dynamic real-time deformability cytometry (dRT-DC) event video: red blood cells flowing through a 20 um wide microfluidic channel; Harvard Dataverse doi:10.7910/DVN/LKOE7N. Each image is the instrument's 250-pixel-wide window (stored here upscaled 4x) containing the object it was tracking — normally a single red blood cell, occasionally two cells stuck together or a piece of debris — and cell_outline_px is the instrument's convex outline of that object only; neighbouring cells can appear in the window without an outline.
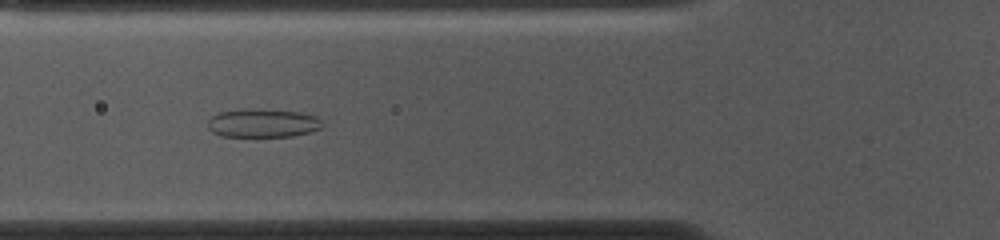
{"species": "common noctule bat (a hibernating species)", "species_latin": "Nyctalus noctula", "temperature_condition": "cold", "stored_images_in_passage": 53, "camera_frame_rate_fps": 3000, "um_per_image_px": 0.085, "animal": {"sex": "female", "body_mass_g": 10.0, "forearm_length_mm": 53.1}, "frame": {"image": 1, "passage_image": 18, "time_ms": 5.667, "image_size_px": [1000, 240], "cell_outline_px": [[324, 124], [320, 128], [308, 132], [292, 136], [220, 136], [212, 132], [208, 128], [208, 120], [212, 116], [220, 112], [300, 112], [316, 116]], "centroid_in_image_um": [22.35, 10.53], "position_along_channel_um": 103.4, "area_um2": 17.8}}
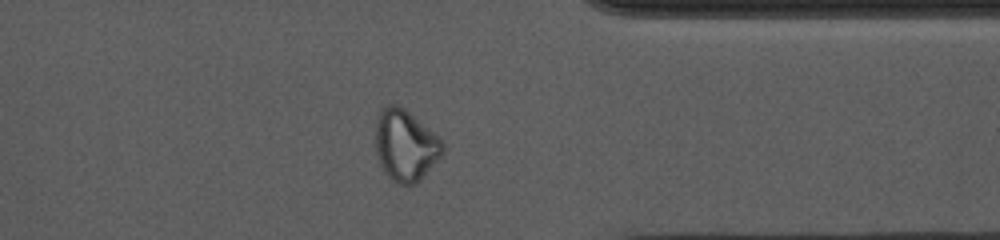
{"frame": {"image": 2, "passage_image": 41, "time_ms": 13.333, "image_size_px": [1000, 240], "cell_outline_px": [[444, 152], [420, 180], [416, 184], [400, 184], [392, 180], [384, 172], [376, 156], [376, 116], [380, 108], [388, 104], [396, 104], [404, 108], [440, 136], [444, 144]], "centroid_in_image_um": [34.45, 12.33], "position_along_channel_um": 376.9, "area_um2": 28.21}}
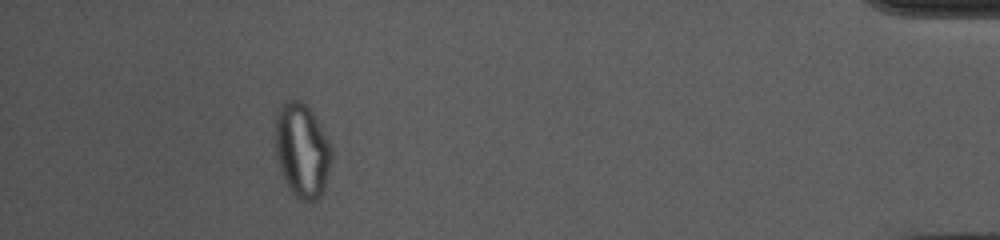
{"frame": {"image": 3, "passage_image": 48, "time_ms": 15.667, "image_size_px": [1000, 240], "cell_outline_px": [[332, 160], [324, 188], [320, 196], [316, 200], [304, 200], [296, 196], [288, 188], [284, 180], [276, 160], [276, 112], [284, 100], [300, 100], [312, 112], [320, 124], [332, 148]], "centroid_in_image_um": [25.67, 12.77], "position_along_channel_um": 409.5, "area_um2": 30.87}, "authors_computed_cell_mechanics": {"area_um2": 26.299, "velocity_mm_per_s": 3.6973, "shape_relaxation_time_tau1_ms": null, "shape_relaxation_time_tau2_ms": 1.691, "deformation_change_tau1": null, "deformation_change_tau2": 0.0781}}